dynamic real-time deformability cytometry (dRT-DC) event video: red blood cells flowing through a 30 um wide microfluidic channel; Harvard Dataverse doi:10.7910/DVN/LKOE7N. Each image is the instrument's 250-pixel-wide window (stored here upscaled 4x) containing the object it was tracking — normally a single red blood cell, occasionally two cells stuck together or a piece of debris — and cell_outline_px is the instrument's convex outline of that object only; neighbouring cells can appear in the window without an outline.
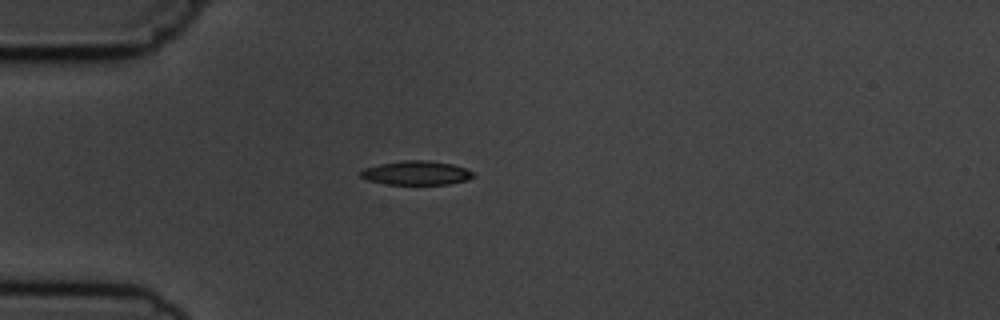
{"species": "common noctule bat (a hibernating species)", "species_latin": "Nyctalus noctula", "temperature_condition": "cold", "stored_images_in_passage": 5, "camera_frame_rate_fps": 3000, "um_per_image_px": 0.085, "animal": {"sex": "male", "body_mass_g": 19.5, "forearm_length_mm": 54.6}, "frame": {"image": 1, "passage_image": 4, "time_ms": 3.333, "image_size_px": [1000, 320], "cell_outline_px": [[476, 176], [468, 180], [448, 184], [388, 184], [368, 180], [360, 176], [360, 172], [364, 168], [380, 164], [404, 160], [428, 160], [452, 164], [464, 168], [472, 172]], "centroid_in_image_um": [35.41, 14.7], "position_along_channel_um": 49.6, "area_um2": 15.66}}